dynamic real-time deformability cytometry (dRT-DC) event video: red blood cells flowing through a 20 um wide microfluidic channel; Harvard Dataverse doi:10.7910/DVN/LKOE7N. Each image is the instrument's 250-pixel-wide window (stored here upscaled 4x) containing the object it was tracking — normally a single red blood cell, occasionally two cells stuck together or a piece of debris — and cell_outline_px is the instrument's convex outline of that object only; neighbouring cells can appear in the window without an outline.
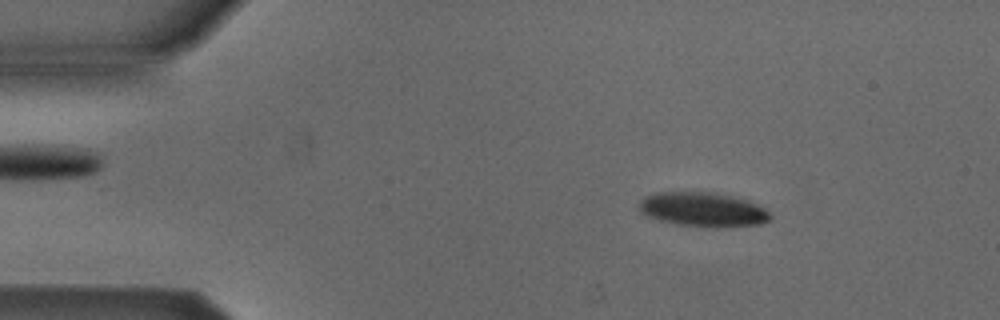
{"species": "Egyptian fruit bat (a non-hibernating species)", "species_latin": "Rousettus aegyptiacus", "temperature_condition": "cold", "stored_images_in_passage": 53, "segment_of_instrument_passage": [1, 2], "camera_frame_rate_fps": 3000, "um_per_image_px": 0.085, "animal": {"sex": "male"}, "frame": {"image": 1, "passage_image": 7, "time_ms": 2.0, "image_size_px": [1000, 320], "cell_outline_px": [[772, 216], [768, 220], [760, 224], [716, 228], [712, 228], [676, 224], [660, 220], [648, 216], [640, 212], [640, 200], [644, 196], [656, 192], [716, 192], [748, 200], [764, 208]], "centroid_in_image_um": [59.75, 17.81], "position_along_channel_um": 25.3, "area_um2": 26.36}}
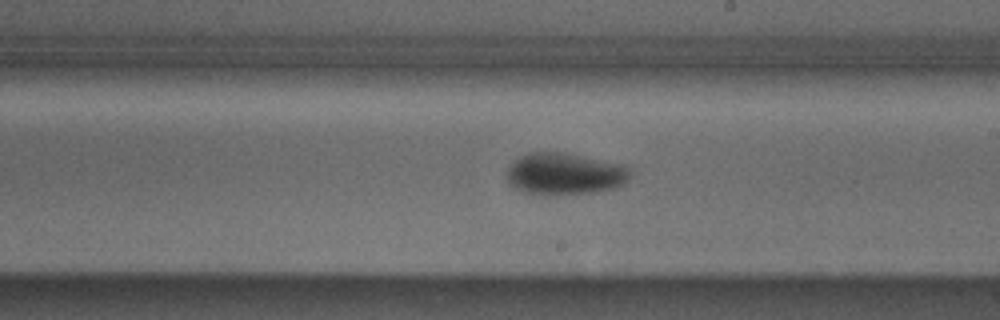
{"frame": {"image": 2, "passage_image": 29, "time_ms": 9.333, "image_size_px": [1000, 320], "cell_outline_px": [[628, 176], [624, 184], [616, 188], [600, 192], [548, 196], [524, 192], [508, 184], [508, 168], [520, 156], [528, 152], [560, 152], [580, 156], [616, 164], [628, 168]], "centroid_in_image_um": [47.94, 14.82], "position_along_channel_um": 241.1, "area_um2": 29.82}}
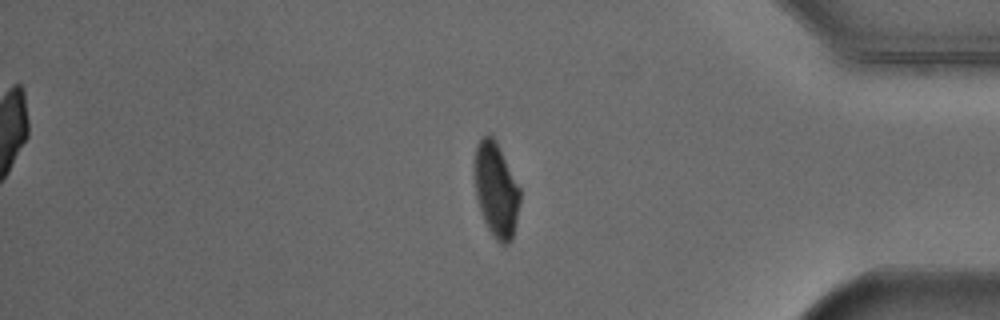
{"frame": {"image": 3, "passage_image": 43, "time_ms": 14.0, "image_size_px": [1000, 320], "cell_outline_px": [[520, 200], [512, 240], [508, 244], [500, 244], [496, 240], [488, 228], [484, 220], [476, 196], [472, 164], [476, 144], [488, 132], [496, 140], [520, 188]], "centroid_in_image_um": [42.14, 16.09], "position_along_channel_um": 393.1, "area_um2": 25.32}}